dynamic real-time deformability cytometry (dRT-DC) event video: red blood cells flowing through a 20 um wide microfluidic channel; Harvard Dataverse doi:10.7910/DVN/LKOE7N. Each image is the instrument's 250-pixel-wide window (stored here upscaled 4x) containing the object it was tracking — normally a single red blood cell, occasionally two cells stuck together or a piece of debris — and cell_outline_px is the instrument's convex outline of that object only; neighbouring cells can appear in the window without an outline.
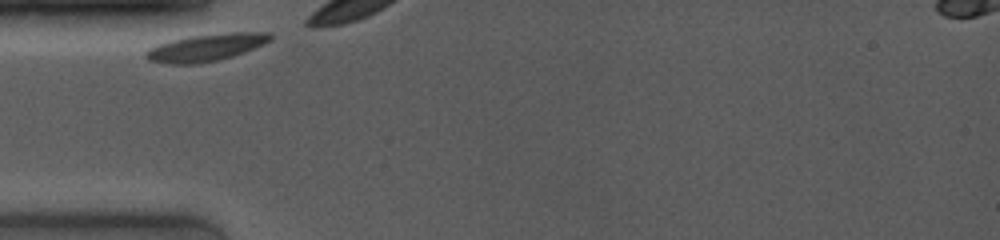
{"species": "common noctule bat (a hibernating species)", "species_latin": "Nyctalus noctula", "temperature_condition": "room temperature", "stored_images_in_passage": 4, "camera_frame_rate_fps": 4000, "um_per_image_px": 0.085, "animal": {"sex": "female", "body_mass_g": 19.0, "forearm_length_mm": 53.3}, "frame": {"image": 1, "passage_image": 1, "time_ms": 0.0, "image_size_px": [1000, 240], "cell_outline_px": [[272, 40], [264, 44], [244, 52], [220, 60], [196, 64], [168, 64], [148, 60], [144, 56], [144, 52], [148, 48], [172, 40], [192, 36], [228, 32], [272, 32]], "centroid_in_image_um": [17.53, 4.04], "position_along_channel_um": 67.5, "area_um2": 19.83}}